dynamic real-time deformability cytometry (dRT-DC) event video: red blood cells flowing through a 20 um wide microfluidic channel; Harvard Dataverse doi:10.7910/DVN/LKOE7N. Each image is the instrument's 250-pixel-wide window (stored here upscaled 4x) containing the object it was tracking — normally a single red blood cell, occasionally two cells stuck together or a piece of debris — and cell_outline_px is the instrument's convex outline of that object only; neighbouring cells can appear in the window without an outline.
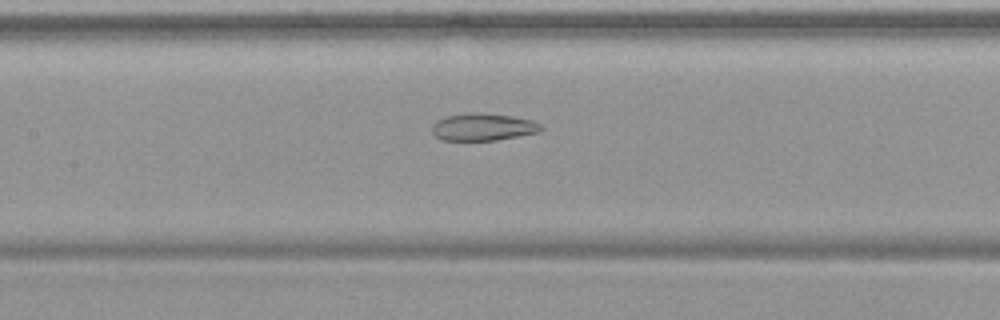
{"species": "common noctule bat (a hibernating species)", "species_latin": "Nyctalus noctula", "temperature_condition": "warm", "stored_images_in_passage": 54, "camera_frame_rate_fps": 3000, "um_per_image_px": 0.085, "animal": {"sex": "female", "body_mass_g": 19.9}, "frame": {"image": 1, "passage_image": 26, "time_ms": 8.333, "image_size_px": [1000, 320], "cell_outline_px": [[544, 128], [540, 132], [496, 140], [440, 140], [432, 132], [432, 124], [436, 120], [448, 116], [480, 112], [484, 112], [512, 116], [532, 120], [540, 124]], "centroid_in_image_um": [41.07, 10.79], "position_along_channel_um": 166.3, "area_um2": 17.34}}
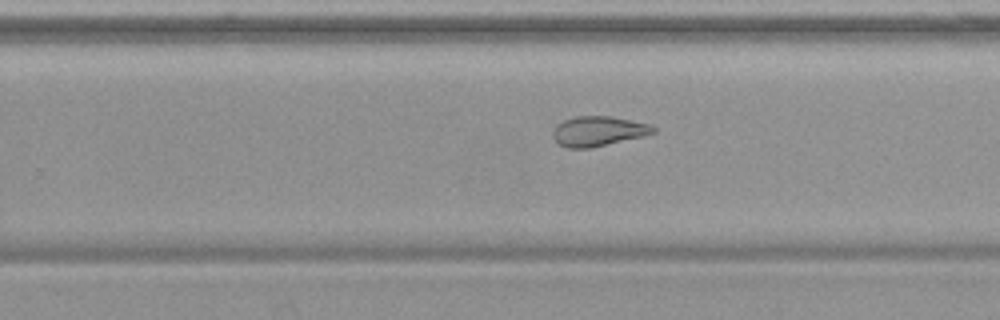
{"frame": {"image": 2, "passage_image": 35, "time_ms": 11.333, "image_size_px": [1000, 320], "cell_outline_px": [[656, 132], [644, 136], [588, 148], [568, 148], [556, 144], [552, 136], [552, 132], [556, 124], [564, 120], [576, 116], [612, 116], [648, 124], [656, 128]], "centroid_in_image_um": [50.8, 11.15], "position_along_channel_um": 279.0, "area_um2": 17.51}}
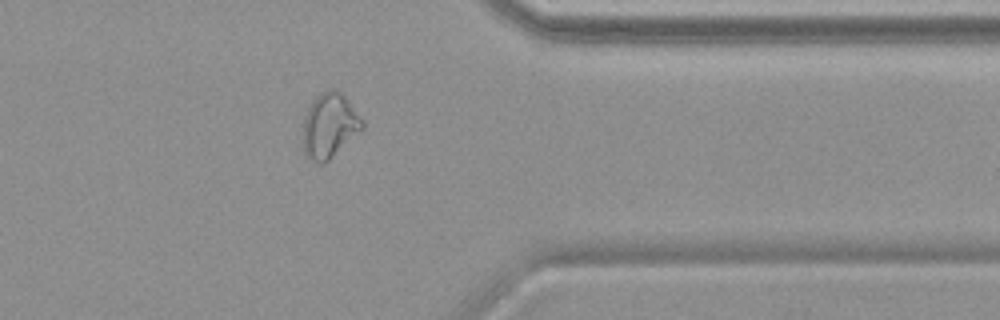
{"frame": {"image": 3, "passage_image": 44, "time_ms": 14.333, "image_size_px": [1000, 320], "cell_outline_px": [[364, 128], [360, 132], [324, 164], [320, 164], [304, 156], [304, 116], [312, 100], [320, 92], [332, 88], [336, 88], [348, 100], [364, 120]], "centroid_in_image_um": [28.02, 10.66], "position_along_channel_um": 383.4, "area_um2": 22.48}, "authors_computed_cell_mechanics": {"area_um2": 23.2067, "velocity_mm_per_s": 3.7721, "shape_relaxation_time_tau1_ms": null, "shape_relaxation_time_tau2_ms": 2.3175, "deformation_change_tau1": null, "deformation_change_tau2": 0.1006}}